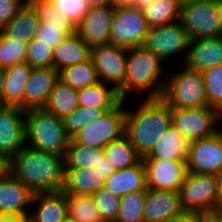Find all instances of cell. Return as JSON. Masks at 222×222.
<instances>
[{"label": "cell", "mask_w": 222, "mask_h": 222, "mask_svg": "<svg viewBox=\"0 0 222 222\" xmlns=\"http://www.w3.org/2000/svg\"><path fill=\"white\" fill-rule=\"evenodd\" d=\"M26 0H0V29L17 13L18 8Z\"/></svg>", "instance_id": "7bdbcfd3"}, {"label": "cell", "mask_w": 222, "mask_h": 222, "mask_svg": "<svg viewBox=\"0 0 222 222\" xmlns=\"http://www.w3.org/2000/svg\"><path fill=\"white\" fill-rule=\"evenodd\" d=\"M33 195L8 168L0 175V213L29 216Z\"/></svg>", "instance_id": "ac0fdd59"}, {"label": "cell", "mask_w": 222, "mask_h": 222, "mask_svg": "<svg viewBox=\"0 0 222 222\" xmlns=\"http://www.w3.org/2000/svg\"><path fill=\"white\" fill-rule=\"evenodd\" d=\"M100 216L104 222H115L118 215L121 197L102 187L92 195Z\"/></svg>", "instance_id": "ab89813d"}, {"label": "cell", "mask_w": 222, "mask_h": 222, "mask_svg": "<svg viewBox=\"0 0 222 222\" xmlns=\"http://www.w3.org/2000/svg\"><path fill=\"white\" fill-rule=\"evenodd\" d=\"M40 21L34 6L26 0L15 16L0 29V34L7 40L29 43L34 37Z\"/></svg>", "instance_id": "603a6c76"}, {"label": "cell", "mask_w": 222, "mask_h": 222, "mask_svg": "<svg viewBox=\"0 0 222 222\" xmlns=\"http://www.w3.org/2000/svg\"><path fill=\"white\" fill-rule=\"evenodd\" d=\"M70 138L62 119L45 108L25 110V143L64 158Z\"/></svg>", "instance_id": "277c9868"}, {"label": "cell", "mask_w": 222, "mask_h": 222, "mask_svg": "<svg viewBox=\"0 0 222 222\" xmlns=\"http://www.w3.org/2000/svg\"><path fill=\"white\" fill-rule=\"evenodd\" d=\"M198 1H202V0H178L181 7L190 3L198 2Z\"/></svg>", "instance_id": "9f6ffc18"}, {"label": "cell", "mask_w": 222, "mask_h": 222, "mask_svg": "<svg viewBox=\"0 0 222 222\" xmlns=\"http://www.w3.org/2000/svg\"><path fill=\"white\" fill-rule=\"evenodd\" d=\"M156 0H136L133 4L136 8H140L141 10L146 8L148 5L152 4Z\"/></svg>", "instance_id": "816d5d0a"}, {"label": "cell", "mask_w": 222, "mask_h": 222, "mask_svg": "<svg viewBox=\"0 0 222 222\" xmlns=\"http://www.w3.org/2000/svg\"><path fill=\"white\" fill-rule=\"evenodd\" d=\"M63 222H71L68 218L65 220V221H63Z\"/></svg>", "instance_id": "91938a15"}, {"label": "cell", "mask_w": 222, "mask_h": 222, "mask_svg": "<svg viewBox=\"0 0 222 222\" xmlns=\"http://www.w3.org/2000/svg\"><path fill=\"white\" fill-rule=\"evenodd\" d=\"M66 200L71 222H104L92 195L66 194Z\"/></svg>", "instance_id": "836d02e7"}, {"label": "cell", "mask_w": 222, "mask_h": 222, "mask_svg": "<svg viewBox=\"0 0 222 222\" xmlns=\"http://www.w3.org/2000/svg\"><path fill=\"white\" fill-rule=\"evenodd\" d=\"M216 176L218 183V207H222V170Z\"/></svg>", "instance_id": "f907efd6"}, {"label": "cell", "mask_w": 222, "mask_h": 222, "mask_svg": "<svg viewBox=\"0 0 222 222\" xmlns=\"http://www.w3.org/2000/svg\"><path fill=\"white\" fill-rule=\"evenodd\" d=\"M35 8L39 25L35 38L55 49L67 36L76 33L77 25L56 9L52 0H28Z\"/></svg>", "instance_id": "9c48e42d"}, {"label": "cell", "mask_w": 222, "mask_h": 222, "mask_svg": "<svg viewBox=\"0 0 222 222\" xmlns=\"http://www.w3.org/2000/svg\"><path fill=\"white\" fill-rule=\"evenodd\" d=\"M214 211L219 215L222 222V207H217Z\"/></svg>", "instance_id": "6f0895ef"}, {"label": "cell", "mask_w": 222, "mask_h": 222, "mask_svg": "<svg viewBox=\"0 0 222 222\" xmlns=\"http://www.w3.org/2000/svg\"><path fill=\"white\" fill-rule=\"evenodd\" d=\"M58 80V72L54 68H32L24 89V111L44 108Z\"/></svg>", "instance_id": "d6986e66"}, {"label": "cell", "mask_w": 222, "mask_h": 222, "mask_svg": "<svg viewBox=\"0 0 222 222\" xmlns=\"http://www.w3.org/2000/svg\"><path fill=\"white\" fill-rule=\"evenodd\" d=\"M89 7H99L103 5H116V0H87Z\"/></svg>", "instance_id": "681fc988"}, {"label": "cell", "mask_w": 222, "mask_h": 222, "mask_svg": "<svg viewBox=\"0 0 222 222\" xmlns=\"http://www.w3.org/2000/svg\"><path fill=\"white\" fill-rule=\"evenodd\" d=\"M189 141L172 124L165 129L142 159L187 160Z\"/></svg>", "instance_id": "cb8c5ba5"}, {"label": "cell", "mask_w": 222, "mask_h": 222, "mask_svg": "<svg viewBox=\"0 0 222 222\" xmlns=\"http://www.w3.org/2000/svg\"><path fill=\"white\" fill-rule=\"evenodd\" d=\"M104 187L119 197L146 190V172L142 159L136 165L116 170L106 178Z\"/></svg>", "instance_id": "d4e9b609"}, {"label": "cell", "mask_w": 222, "mask_h": 222, "mask_svg": "<svg viewBox=\"0 0 222 222\" xmlns=\"http://www.w3.org/2000/svg\"><path fill=\"white\" fill-rule=\"evenodd\" d=\"M58 79L74 89H82L99 82L96 69L91 58L85 62L67 67L58 72Z\"/></svg>", "instance_id": "d6a6232c"}, {"label": "cell", "mask_w": 222, "mask_h": 222, "mask_svg": "<svg viewBox=\"0 0 222 222\" xmlns=\"http://www.w3.org/2000/svg\"><path fill=\"white\" fill-rule=\"evenodd\" d=\"M127 101H120L98 119L84 126L72 139L80 145L104 148L110 142L120 139L125 131V107Z\"/></svg>", "instance_id": "8992f818"}, {"label": "cell", "mask_w": 222, "mask_h": 222, "mask_svg": "<svg viewBox=\"0 0 222 222\" xmlns=\"http://www.w3.org/2000/svg\"><path fill=\"white\" fill-rule=\"evenodd\" d=\"M156 54L144 46L128 49L126 77L117 89L121 101H128L129 95L146 93L148 98H162L168 71ZM146 91V92H145Z\"/></svg>", "instance_id": "7a4b0ae2"}, {"label": "cell", "mask_w": 222, "mask_h": 222, "mask_svg": "<svg viewBox=\"0 0 222 222\" xmlns=\"http://www.w3.org/2000/svg\"><path fill=\"white\" fill-rule=\"evenodd\" d=\"M103 155L104 148L80 145L70 139L63 158L64 169H92L100 163Z\"/></svg>", "instance_id": "f1b7e54d"}, {"label": "cell", "mask_w": 222, "mask_h": 222, "mask_svg": "<svg viewBox=\"0 0 222 222\" xmlns=\"http://www.w3.org/2000/svg\"><path fill=\"white\" fill-rule=\"evenodd\" d=\"M127 55L128 49L110 43L91 47L90 58L99 81L117 90L126 77Z\"/></svg>", "instance_id": "4fadbf2b"}, {"label": "cell", "mask_w": 222, "mask_h": 222, "mask_svg": "<svg viewBox=\"0 0 222 222\" xmlns=\"http://www.w3.org/2000/svg\"><path fill=\"white\" fill-rule=\"evenodd\" d=\"M149 27L143 11L134 5H115L110 44L126 49L143 46Z\"/></svg>", "instance_id": "52a82bcc"}, {"label": "cell", "mask_w": 222, "mask_h": 222, "mask_svg": "<svg viewBox=\"0 0 222 222\" xmlns=\"http://www.w3.org/2000/svg\"><path fill=\"white\" fill-rule=\"evenodd\" d=\"M29 222H63L68 218L66 193L63 191L33 195Z\"/></svg>", "instance_id": "7402d4cb"}, {"label": "cell", "mask_w": 222, "mask_h": 222, "mask_svg": "<svg viewBox=\"0 0 222 222\" xmlns=\"http://www.w3.org/2000/svg\"><path fill=\"white\" fill-rule=\"evenodd\" d=\"M79 106L115 107L121 100L117 90L110 84L98 82L78 90Z\"/></svg>", "instance_id": "4dcf8cb0"}, {"label": "cell", "mask_w": 222, "mask_h": 222, "mask_svg": "<svg viewBox=\"0 0 222 222\" xmlns=\"http://www.w3.org/2000/svg\"><path fill=\"white\" fill-rule=\"evenodd\" d=\"M0 222H29V216H18L0 213Z\"/></svg>", "instance_id": "7dc6e473"}, {"label": "cell", "mask_w": 222, "mask_h": 222, "mask_svg": "<svg viewBox=\"0 0 222 222\" xmlns=\"http://www.w3.org/2000/svg\"><path fill=\"white\" fill-rule=\"evenodd\" d=\"M91 47L75 33L67 36L55 49L53 57V68L59 72L70 66L89 60Z\"/></svg>", "instance_id": "4316f807"}, {"label": "cell", "mask_w": 222, "mask_h": 222, "mask_svg": "<svg viewBox=\"0 0 222 222\" xmlns=\"http://www.w3.org/2000/svg\"><path fill=\"white\" fill-rule=\"evenodd\" d=\"M218 122H221L219 111L208 105L189 109L171 108V124L189 142L215 134L221 129Z\"/></svg>", "instance_id": "30bf717a"}, {"label": "cell", "mask_w": 222, "mask_h": 222, "mask_svg": "<svg viewBox=\"0 0 222 222\" xmlns=\"http://www.w3.org/2000/svg\"><path fill=\"white\" fill-rule=\"evenodd\" d=\"M164 222H197V213L182 211L179 215L173 216Z\"/></svg>", "instance_id": "f6af8a7d"}, {"label": "cell", "mask_w": 222, "mask_h": 222, "mask_svg": "<svg viewBox=\"0 0 222 222\" xmlns=\"http://www.w3.org/2000/svg\"><path fill=\"white\" fill-rule=\"evenodd\" d=\"M95 171L99 172L106 177H109L112 173L116 171L114 166L108 161L105 155L101 156L100 163L95 167Z\"/></svg>", "instance_id": "ee69618b"}, {"label": "cell", "mask_w": 222, "mask_h": 222, "mask_svg": "<svg viewBox=\"0 0 222 222\" xmlns=\"http://www.w3.org/2000/svg\"><path fill=\"white\" fill-rule=\"evenodd\" d=\"M213 4L215 6V11L220 21L222 22V0H213Z\"/></svg>", "instance_id": "f5cc1de1"}, {"label": "cell", "mask_w": 222, "mask_h": 222, "mask_svg": "<svg viewBox=\"0 0 222 222\" xmlns=\"http://www.w3.org/2000/svg\"><path fill=\"white\" fill-rule=\"evenodd\" d=\"M207 102L219 112L222 110V64L215 65L202 72Z\"/></svg>", "instance_id": "74e56055"}, {"label": "cell", "mask_w": 222, "mask_h": 222, "mask_svg": "<svg viewBox=\"0 0 222 222\" xmlns=\"http://www.w3.org/2000/svg\"><path fill=\"white\" fill-rule=\"evenodd\" d=\"M179 70L168 71L162 98L173 109L208 105L202 72L187 69L183 65Z\"/></svg>", "instance_id": "5b68a950"}, {"label": "cell", "mask_w": 222, "mask_h": 222, "mask_svg": "<svg viewBox=\"0 0 222 222\" xmlns=\"http://www.w3.org/2000/svg\"><path fill=\"white\" fill-rule=\"evenodd\" d=\"M180 23L190 40L222 35V22L213 0H202L181 7Z\"/></svg>", "instance_id": "8fae6325"}, {"label": "cell", "mask_w": 222, "mask_h": 222, "mask_svg": "<svg viewBox=\"0 0 222 222\" xmlns=\"http://www.w3.org/2000/svg\"><path fill=\"white\" fill-rule=\"evenodd\" d=\"M32 67L19 63L5 68L4 106H16L24 110V89Z\"/></svg>", "instance_id": "83f0119b"}, {"label": "cell", "mask_w": 222, "mask_h": 222, "mask_svg": "<svg viewBox=\"0 0 222 222\" xmlns=\"http://www.w3.org/2000/svg\"><path fill=\"white\" fill-rule=\"evenodd\" d=\"M5 69L0 67V107H4Z\"/></svg>", "instance_id": "c3c4849f"}, {"label": "cell", "mask_w": 222, "mask_h": 222, "mask_svg": "<svg viewBox=\"0 0 222 222\" xmlns=\"http://www.w3.org/2000/svg\"><path fill=\"white\" fill-rule=\"evenodd\" d=\"M147 189L132 192L121 197V204L115 222H143Z\"/></svg>", "instance_id": "8d00e7d4"}, {"label": "cell", "mask_w": 222, "mask_h": 222, "mask_svg": "<svg viewBox=\"0 0 222 222\" xmlns=\"http://www.w3.org/2000/svg\"><path fill=\"white\" fill-rule=\"evenodd\" d=\"M104 155L116 170L136 165L142 159L125 135L106 145Z\"/></svg>", "instance_id": "e575fe53"}, {"label": "cell", "mask_w": 222, "mask_h": 222, "mask_svg": "<svg viewBox=\"0 0 222 222\" xmlns=\"http://www.w3.org/2000/svg\"><path fill=\"white\" fill-rule=\"evenodd\" d=\"M136 0H116L117 5H133Z\"/></svg>", "instance_id": "11a10c76"}, {"label": "cell", "mask_w": 222, "mask_h": 222, "mask_svg": "<svg viewBox=\"0 0 222 222\" xmlns=\"http://www.w3.org/2000/svg\"><path fill=\"white\" fill-rule=\"evenodd\" d=\"M189 173L217 175L222 170V128L215 134L189 142Z\"/></svg>", "instance_id": "5bb4252c"}, {"label": "cell", "mask_w": 222, "mask_h": 222, "mask_svg": "<svg viewBox=\"0 0 222 222\" xmlns=\"http://www.w3.org/2000/svg\"><path fill=\"white\" fill-rule=\"evenodd\" d=\"M182 211L177 191L147 188L143 222H164Z\"/></svg>", "instance_id": "44dd1931"}, {"label": "cell", "mask_w": 222, "mask_h": 222, "mask_svg": "<svg viewBox=\"0 0 222 222\" xmlns=\"http://www.w3.org/2000/svg\"><path fill=\"white\" fill-rule=\"evenodd\" d=\"M197 222H221L219 215L213 211L197 213Z\"/></svg>", "instance_id": "bcb514c9"}, {"label": "cell", "mask_w": 222, "mask_h": 222, "mask_svg": "<svg viewBox=\"0 0 222 222\" xmlns=\"http://www.w3.org/2000/svg\"><path fill=\"white\" fill-rule=\"evenodd\" d=\"M113 107H82L62 118L63 126L70 139H72L84 126L98 119Z\"/></svg>", "instance_id": "d590c367"}, {"label": "cell", "mask_w": 222, "mask_h": 222, "mask_svg": "<svg viewBox=\"0 0 222 222\" xmlns=\"http://www.w3.org/2000/svg\"><path fill=\"white\" fill-rule=\"evenodd\" d=\"M115 5L90 8L77 24L76 33L90 47L108 44Z\"/></svg>", "instance_id": "e0dca14e"}, {"label": "cell", "mask_w": 222, "mask_h": 222, "mask_svg": "<svg viewBox=\"0 0 222 222\" xmlns=\"http://www.w3.org/2000/svg\"><path fill=\"white\" fill-rule=\"evenodd\" d=\"M7 169V161L0 156V175Z\"/></svg>", "instance_id": "db71d44e"}, {"label": "cell", "mask_w": 222, "mask_h": 222, "mask_svg": "<svg viewBox=\"0 0 222 222\" xmlns=\"http://www.w3.org/2000/svg\"><path fill=\"white\" fill-rule=\"evenodd\" d=\"M143 99L137 109L125 108L124 131V135L142 158L171 124V107L163 98Z\"/></svg>", "instance_id": "3957f363"}, {"label": "cell", "mask_w": 222, "mask_h": 222, "mask_svg": "<svg viewBox=\"0 0 222 222\" xmlns=\"http://www.w3.org/2000/svg\"><path fill=\"white\" fill-rule=\"evenodd\" d=\"M106 176L90 169H64L63 192L66 194L93 195L104 187Z\"/></svg>", "instance_id": "484cf974"}, {"label": "cell", "mask_w": 222, "mask_h": 222, "mask_svg": "<svg viewBox=\"0 0 222 222\" xmlns=\"http://www.w3.org/2000/svg\"><path fill=\"white\" fill-rule=\"evenodd\" d=\"M9 171L33 194L63 190V157L25 145L8 162Z\"/></svg>", "instance_id": "6da1fadb"}, {"label": "cell", "mask_w": 222, "mask_h": 222, "mask_svg": "<svg viewBox=\"0 0 222 222\" xmlns=\"http://www.w3.org/2000/svg\"><path fill=\"white\" fill-rule=\"evenodd\" d=\"M149 28L167 25L180 20L178 0H156L142 9Z\"/></svg>", "instance_id": "1f68e13d"}, {"label": "cell", "mask_w": 222, "mask_h": 222, "mask_svg": "<svg viewBox=\"0 0 222 222\" xmlns=\"http://www.w3.org/2000/svg\"><path fill=\"white\" fill-rule=\"evenodd\" d=\"M25 145V111L0 107V156L8 162Z\"/></svg>", "instance_id": "2e32d148"}, {"label": "cell", "mask_w": 222, "mask_h": 222, "mask_svg": "<svg viewBox=\"0 0 222 222\" xmlns=\"http://www.w3.org/2000/svg\"><path fill=\"white\" fill-rule=\"evenodd\" d=\"M27 45L25 41H9L0 34V67L26 62Z\"/></svg>", "instance_id": "f35d334b"}, {"label": "cell", "mask_w": 222, "mask_h": 222, "mask_svg": "<svg viewBox=\"0 0 222 222\" xmlns=\"http://www.w3.org/2000/svg\"><path fill=\"white\" fill-rule=\"evenodd\" d=\"M54 50L49 45L33 38L27 45L26 63L32 68H53Z\"/></svg>", "instance_id": "60d3db41"}, {"label": "cell", "mask_w": 222, "mask_h": 222, "mask_svg": "<svg viewBox=\"0 0 222 222\" xmlns=\"http://www.w3.org/2000/svg\"><path fill=\"white\" fill-rule=\"evenodd\" d=\"M220 119L222 120V110L219 112ZM222 128V127H220Z\"/></svg>", "instance_id": "680465c9"}, {"label": "cell", "mask_w": 222, "mask_h": 222, "mask_svg": "<svg viewBox=\"0 0 222 222\" xmlns=\"http://www.w3.org/2000/svg\"><path fill=\"white\" fill-rule=\"evenodd\" d=\"M78 107V90L58 80L44 108L62 119Z\"/></svg>", "instance_id": "f546056e"}, {"label": "cell", "mask_w": 222, "mask_h": 222, "mask_svg": "<svg viewBox=\"0 0 222 222\" xmlns=\"http://www.w3.org/2000/svg\"><path fill=\"white\" fill-rule=\"evenodd\" d=\"M56 9L77 25L89 11L87 0H52Z\"/></svg>", "instance_id": "b9f144b4"}, {"label": "cell", "mask_w": 222, "mask_h": 222, "mask_svg": "<svg viewBox=\"0 0 222 222\" xmlns=\"http://www.w3.org/2000/svg\"><path fill=\"white\" fill-rule=\"evenodd\" d=\"M178 193L183 211H213L218 207L217 176L188 172Z\"/></svg>", "instance_id": "ba28073f"}, {"label": "cell", "mask_w": 222, "mask_h": 222, "mask_svg": "<svg viewBox=\"0 0 222 222\" xmlns=\"http://www.w3.org/2000/svg\"><path fill=\"white\" fill-rule=\"evenodd\" d=\"M146 186L155 190L177 191L188 173L187 160L142 159Z\"/></svg>", "instance_id": "9a60e30c"}, {"label": "cell", "mask_w": 222, "mask_h": 222, "mask_svg": "<svg viewBox=\"0 0 222 222\" xmlns=\"http://www.w3.org/2000/svg\"><path fill=\"white\" fill-rule=\"evenodd\" d=\"M183 63L187 69L197 72L222 64V35L190 40Z\"/></svg>", "instance_id": "ffe728a7"}, {"label": "cell", "mask_w": 222, "mask_h": 222, "mask_svg": "<svg viewBox=\"0 0 222 222\" xmlns=\"http://www.w3.org/2000/svg\"><path fill=\"white\" fill-rule=\"evenodd\" d=\"M190 39L187 32L183 28L180 21H176L167 25L149 28L143 46L156 54L163 62L183 52L184 58L189 48ZM171 59V60H170Z\"/></svg>", "instance_id": "7c38bea8"}]
</instances>
